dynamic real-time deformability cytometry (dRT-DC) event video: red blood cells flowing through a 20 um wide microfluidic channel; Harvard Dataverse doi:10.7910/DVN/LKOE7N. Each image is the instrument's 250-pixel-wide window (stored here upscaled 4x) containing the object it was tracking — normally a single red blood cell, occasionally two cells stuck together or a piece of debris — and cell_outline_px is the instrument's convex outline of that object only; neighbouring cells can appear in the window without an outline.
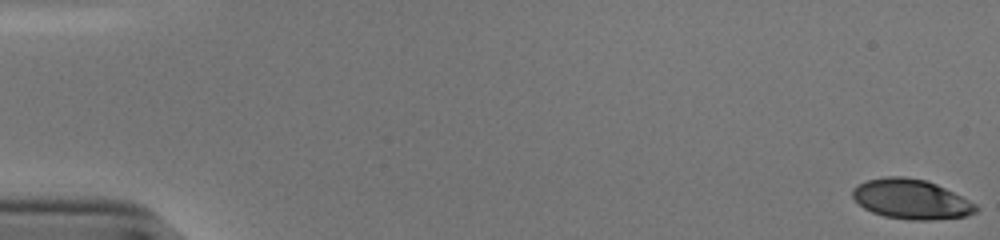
{"species": "human", "species_latin": "Homo sapiens", "temperature_condition": "cold", "stored_images_in_passage": 54, "camera_frame_rate_fps": 3000, "um_per_image_px": 0.085, "donor": {"sex": "male"}, "frame": {"image": 1, "passage_image": 1, "time_ms": 0.0, "image_size_px": [1000, 240], "cell_outline_px": [[980, 208], [976, 212], [968, 216], [932, 220], [912, 220], [884, 216], [872, 212], [864, 208], [852, 196], [852, 188], [868, 180], [884, 176], [904, 176], [924, 180], [936, 184], [976, 204]], "centroid_in_image_um": [77.45, 16.94], "position_along_channel_um": 7.5, "area_um2": 28.44}}
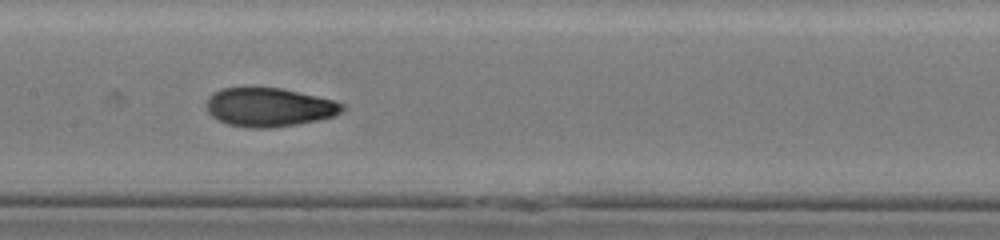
{"frame": {"image": 2, "passage_image": 28, "time_ms": 9.0, "image_size_px": [1000, 240], "cell_outline_px": [[344, 108], [340, 112], [332, 116], [320, 120], [272, 128], [248, 128], [228, 124], [212, 116], [208, 112], [208, 96], [212, 92], [220, 88], [248, 84], [280, 88], [316, 96], [332, 100], [344, 104]], "centroid_in_image_um": [22.81, 9.07], "position_along_channel_um": 184.6, "area_um2": 31.27}}
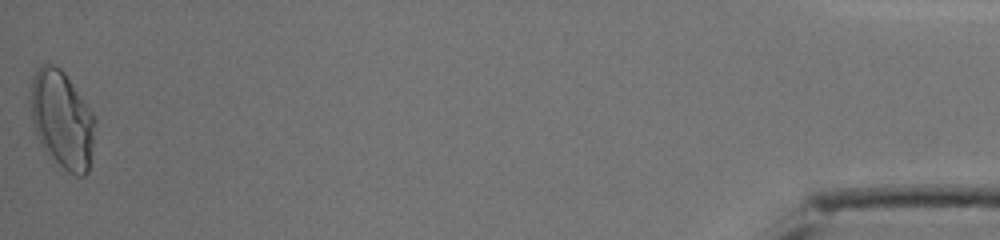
{"frame": {"image": 3, "passage_image": 54, "time_ms": 17.667, "image_size_px": [1000, 240], "cell_outline_px": [[96, 120], [88, 172], [84, 176], [76, 176], [68, 172], [48, 156], [44, 152], [32, 128], [32, 76], [44, 64], [52, 64], [60, 68], [64, 72], [96, 116]], "centroid_in_image_um": [5.29, 10.21], "position_along_channel_um": 429.9, "area_um2": 36.65}, "authors_computed_cell_mechanics": {"area_um2": 30.345, "velocity_mm_per_s": 3.8705, "shape_relaxation_time_tau1_ms": 5.3347, "shape_relaxation_time_tau2_ms": 1.3881, "deformation_change_tau1": 0.188, "deformation_change_tau2": 0.0656}}